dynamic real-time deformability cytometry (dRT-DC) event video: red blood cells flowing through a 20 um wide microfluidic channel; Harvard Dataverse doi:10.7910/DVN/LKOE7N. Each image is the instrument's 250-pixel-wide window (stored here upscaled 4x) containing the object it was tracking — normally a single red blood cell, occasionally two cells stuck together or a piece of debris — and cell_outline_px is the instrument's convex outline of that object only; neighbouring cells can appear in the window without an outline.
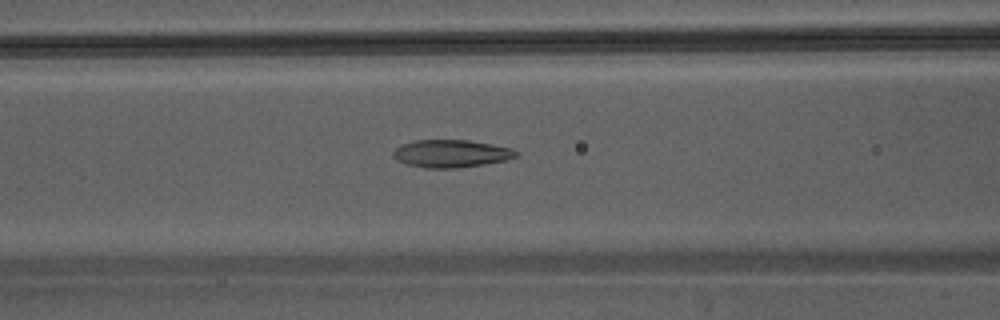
{"species": "Egyptian fruit bat (a non-hibernating species)", "species_latin": "Rousettus aegyptiacus", "temperature_condition": "warm", "stored_images_in_passage": 36, "camera_frame_rate_fps": 3000, "um_per_image_px": 0.085, "animal": {"sex": "male"}, "frame": {"image": 1, "passage_image": 10, "time_ms": 3.0, "image_size_px": [1000, 320], "cell_outline_px": [[520, 152], [516, 156], [508, 160], [484, 164], [456, 168], [424, 168], [408, 164], [396, 160], [392, 156], [392, 152], [396, 148], [404, 144], [416, 140], [468, 140], [512, 148]], "centroid_in_image_um": [38.36, 13.06], "position_along_channel_um": 128.2, "area_um2": 19.77}}
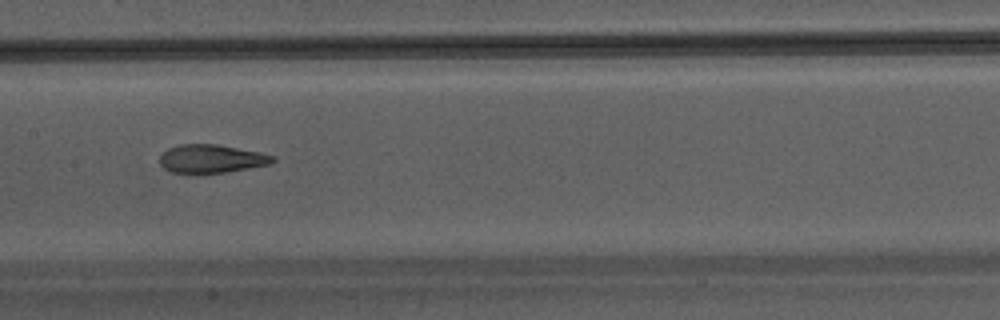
{"frame": {"image": 2, "passage_image": 14, "time_ms": 4.333, "image_size_px": [1000, 320], "cell_outline_px": [[276, 160], [268, 164], [248, 168], [224, 172], [168, 172], [160, 164], [160, 156], [168, 148], [180, 144], [216, 144], [260, 152], [276, 156]], "centroid_in_image_um": [17.97, 13.48], "position_along_channel_um": 189.4, "area_um2": 18.38}}
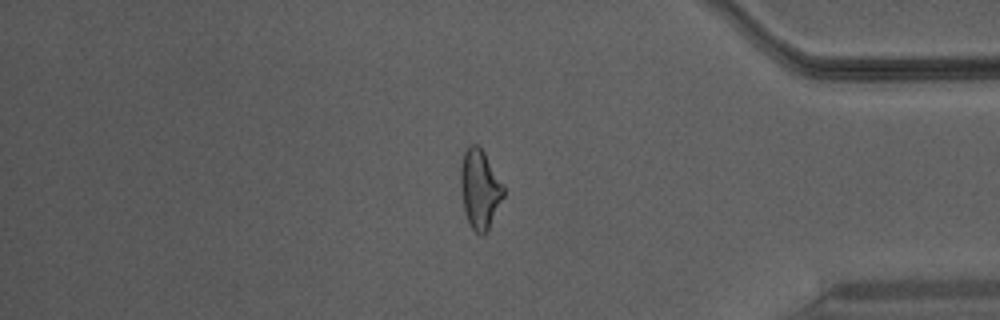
{"frame": {"image": 3, "passage_image": 29, "time_ms": 9.333, "image_size_px": [1000, 320], "cell_outline_px": [[504, 196], [488, 228], [480, 236], [472, 228], [464, 212], [460, 188], [460, 168], [464, 152], [472, 144], [480, 144], [504, 188]], "centroid_in_image_um": [40.76, 16.04], "position_along_channel_um": 394.4, "area_um2": 19.54}}